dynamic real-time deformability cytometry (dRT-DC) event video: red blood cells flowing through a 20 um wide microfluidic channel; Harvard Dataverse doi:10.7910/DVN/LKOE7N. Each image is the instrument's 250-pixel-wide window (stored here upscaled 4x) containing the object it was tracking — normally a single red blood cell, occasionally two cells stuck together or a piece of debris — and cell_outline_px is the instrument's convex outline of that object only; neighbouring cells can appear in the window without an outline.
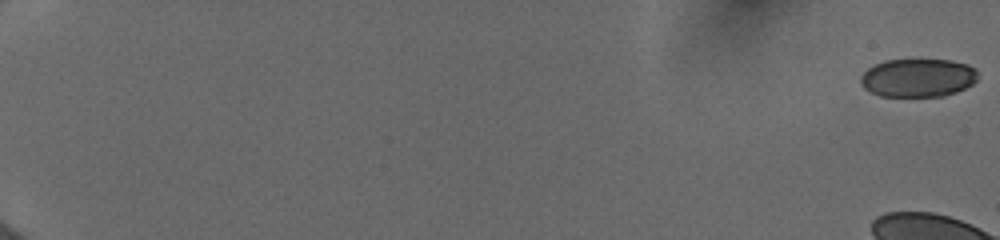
{"species": "human", "species_latin": "Homo sapiens", "temperature_condition": "cold", "stored_images_in_passage": 25, "camera_frame_rate_fps": 3000, "um_per_image_px": 0.085, "donor": {"sex": "female"}, "frame": {"image": 1, "passage_image": 1, "time_ms": 0.0, "image_size_px": [1000, 240], "cell_outline_px": [[976, 80], [972, 84], [956, 92], [944, 96], [880, 96], [864, 88], [860, 84], [860, 76], [868, 68], [884, 60], [952, 60], [968, 64], [976, 68]], "centroid_in_image_um": [78.02, 6.61], "position_along_channel_um": 7.0, "area_um2": 26.18}}
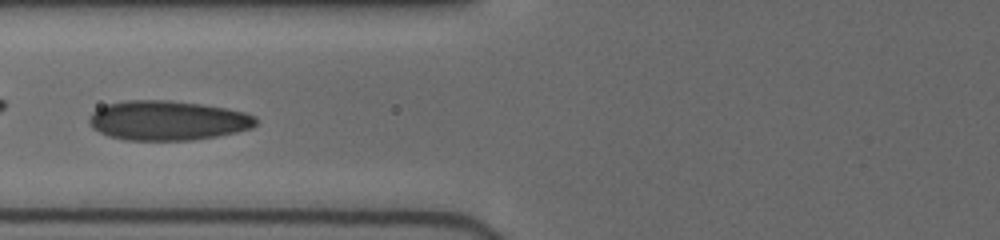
{"frame": {"image": 2, "passage_image": 20, "time_ms": 9.0, "image_size_px": [1000, 240], "cell_outline_px": [[260, 120], [252, 128], [236, 132], [216, 136], [192, 140], [124, 140], [108, 136], [92, 128], [88, 120], [92, 112], [108, 104], [128, 100], [164, 100], [200, 104], [224, 108], [244, 112], [256, 116]], "centroid_in_image_um": [14.26, 10.25], "position_along_channel_um": 111.5, "area_um2": 38.38}}
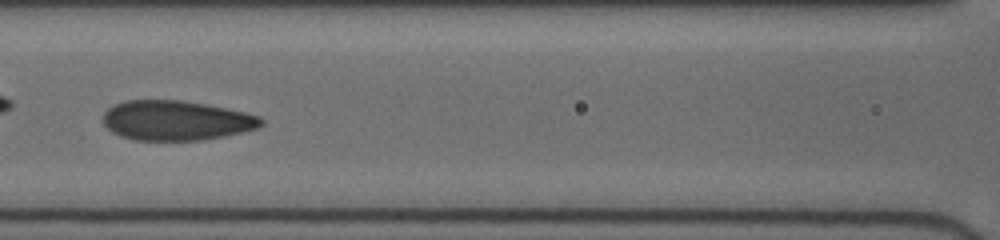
{"frame": {"image": 3, "passage_image": 23, "time_ms": 10.0, "image_size_px": [1000, 240], "cell_outline_px": [[264, 124], [256, 128], [244, 132], [204, 140], [132, 140], [120, 136], [112, 132], [104, 124], [104, 112], [112, 104], [124, 100], [180, 100], [204, 104], [244, 112], [260, 116], [264, 120]], "centroid_in_image_um": [14.96, 10.24], "position_along_channel_um": 151.6, "area_um2": 36.76}}